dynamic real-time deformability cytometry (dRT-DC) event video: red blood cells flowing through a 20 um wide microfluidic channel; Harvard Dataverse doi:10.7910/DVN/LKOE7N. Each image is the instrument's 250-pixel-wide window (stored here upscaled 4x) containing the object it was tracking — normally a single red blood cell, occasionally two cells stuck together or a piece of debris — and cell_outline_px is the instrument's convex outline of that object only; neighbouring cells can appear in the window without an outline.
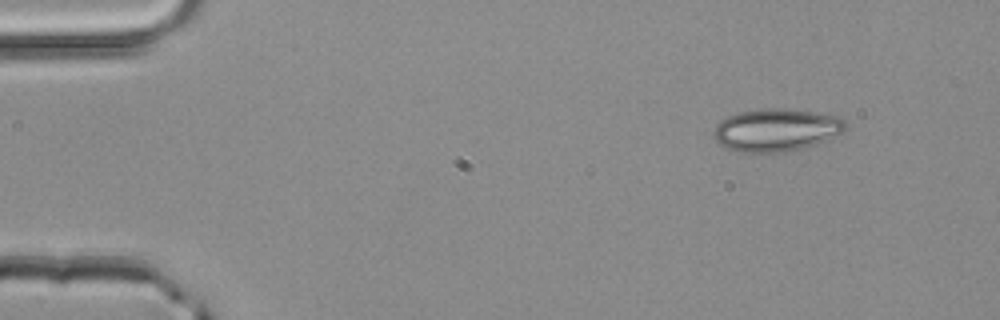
{"species": "common noctule bat (a hibernating species)", "species_latin": "Nyctalus noctula", "temperature_condition": "room temperature", "stored_images_in_passage": 4, "camera_frame_rate_fps": 3000, "um_per_image_px": 0.085, "animal": {"sex": "male", "body_mass_g": 20.4}, "frame": {"image": 1, "passage_image": 4, "time_ms": 1.0, "image_size_px": [1000, 320], "cell_outline_px": [[848, 124], [844, 132], [824, 140], [800, 148], [780, 152], [740, 152], [724, 148], [712, 136], [712, 132], [716, 124], [720, 120], [728, 116], [740, 112], [760, 108], [784, 108], [816, 112], [836, 116], [844, 120]], "centroid_in_image_um": [65.93, 11.03], "position_along_channel_um": 19.1, "area_um2": 32.77}}